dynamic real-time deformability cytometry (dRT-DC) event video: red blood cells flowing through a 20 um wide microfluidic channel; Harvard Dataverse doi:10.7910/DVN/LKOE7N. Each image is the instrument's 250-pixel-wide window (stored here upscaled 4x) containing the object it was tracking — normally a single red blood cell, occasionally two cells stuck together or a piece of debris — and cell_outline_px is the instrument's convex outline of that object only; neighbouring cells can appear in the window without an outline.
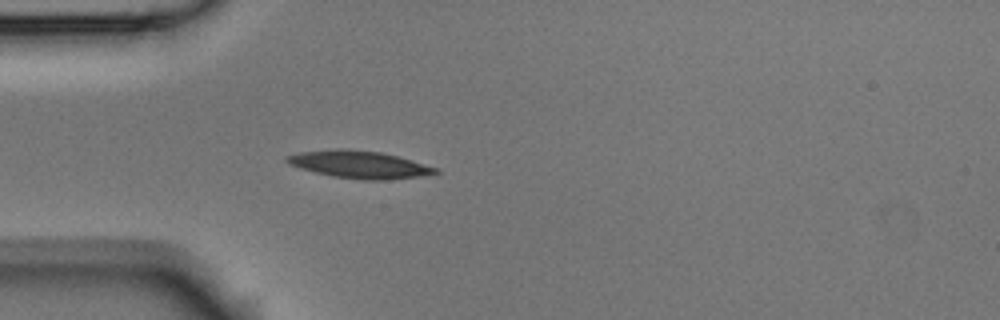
{"species": "Egyptian fruit bat (a non-hibernating species)", "species_latin": "Rousettus aegyptiacus", "temperature_condition": "room temperature", "stored_images_in_passage": 4, "camera_frame_rate_fps": 3000, "um_per_image_px": 0.085, "animal": {"sex": "male"}, "frame": {"image": 1, "passage_image": 4, "time_ms": 1.0, "image_size_px": [1000, 320], "cell_outline_px": [[440, 172], [420, 176], [388, 180], [364, 180], [332, 176], [300, 168], [288, 164], [284, 160], [284, 156], [300, 152], [336, 148], [340, 148], [380, 152], [396, 156], [440, 168]], "centroid_in_image_um": [30.52, 13.98], "position_along_channel_um": 54.5, "area_um2": 23.76}}